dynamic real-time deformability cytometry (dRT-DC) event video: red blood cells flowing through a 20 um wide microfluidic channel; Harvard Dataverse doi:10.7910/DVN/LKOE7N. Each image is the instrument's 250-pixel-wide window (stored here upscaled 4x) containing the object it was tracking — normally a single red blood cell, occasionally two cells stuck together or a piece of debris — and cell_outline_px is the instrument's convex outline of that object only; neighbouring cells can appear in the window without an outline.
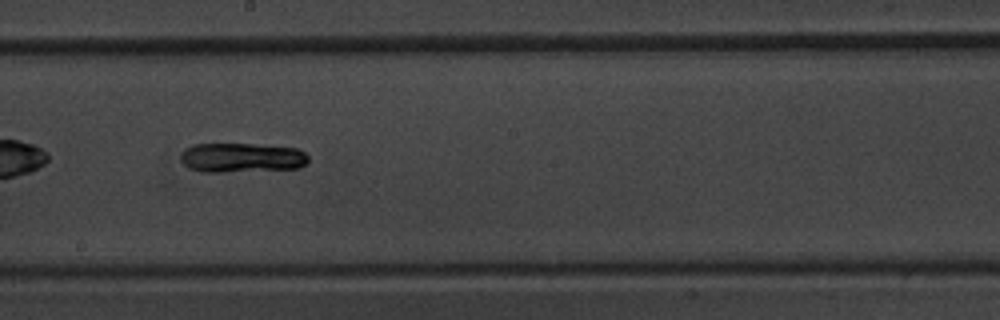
{"species": "common noctule bat (a hibernating species)", "species_latin": "Nyctalus noctula", "temperature_condition": "warm", "stored_images_in_passage": 52, "camera_frame_rate_fps": 3000, "um_per_image_px": 0.085, "animal": {"sex": "male", "body_mass_g": 20.1, "forearm_length_mm": 53.5}, "frame": {"image": 1, "passage_image": 30, "time_ms": 9.667, "image_size_px": [1000, 320], "cell_outline_px": [[308, 160], [300, 168], [224, 172], [200, 172], [188, 168], [180, 160], [180, 156], [184, 148], [192, 144], [252, 144], [296, 148], [304, 152], [308, 156]], "centroid_in_image_um": [20.49, 13.4], "position_along_channel_um": 227.7, "area_um2": 22.08}, "authors_computed_cell_mechanics": {"area_um2": 21.7039, "velocity_mm_per_s": 3.8461, "shape_relaxation_time_tau1_ms": 6.5251, "shape_relaxation_time_tau2_ms": null, "deformation_change_tau1": 0.1693, "deformation_change_tau2": null}}